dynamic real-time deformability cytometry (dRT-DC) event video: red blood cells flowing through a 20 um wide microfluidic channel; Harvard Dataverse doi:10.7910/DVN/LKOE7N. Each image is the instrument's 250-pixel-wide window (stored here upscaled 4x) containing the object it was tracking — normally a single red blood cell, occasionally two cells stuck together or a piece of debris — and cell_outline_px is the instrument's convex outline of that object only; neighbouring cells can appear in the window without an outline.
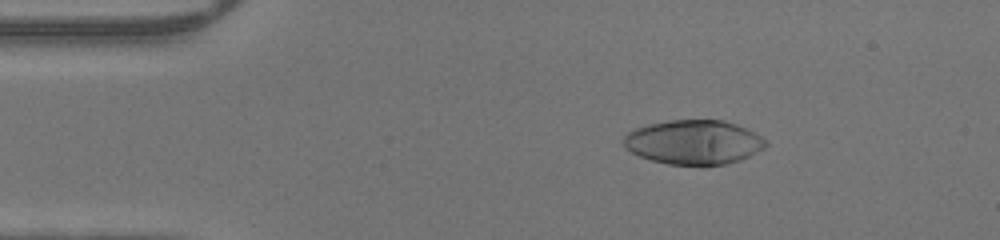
{"species": "human", "species_latin": "Homo sapiens", "temperature_condition": "warm", "stored_images_in_passage": 42, "camera_frame_rate_fps": 3000, "um_per_image_px": 0.085, "donor": {"sex": "male"}, "frame": {"image": 1, "passage_image": 3, "time_ms": 0.667, "image_size_px": [1000, 240], "cell_outline_px": [[768, 144], [764, 148], [740, 160], [724, 164], [704, 168], [668, 164], [652, 160], [640, 156], [624, 148], [620, 140], [628, 132], [636, 128], [648, 124], [668, 120], [724, 120], [748, 128], [760, 136]], "centroid_in_image_um": [58.94, 12.11], "position_along_channel_um": 26.1, "area_um2": 37.45}}
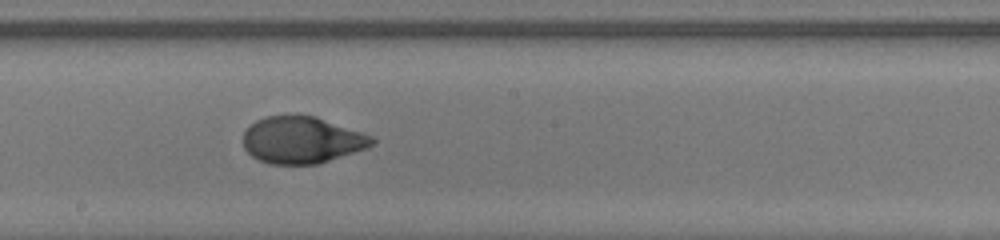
{"frame": {"image": 2, "passage_image": 21, "time_ms": 6.667, "image_size_px": [1000, 240], "cell_outline_px": [[376, 140], [368, 148], [316, 164], [272, 164], [260, 160], [252, 156], [244, 148], [244, 132], [256, 120], [268, 116], [296, 112], [316, 116], [372, 136]], "centroid_in_image_um": [25.65, 11.86], "position_along_channel_um": 222.5, "area_um2": 35.37}}
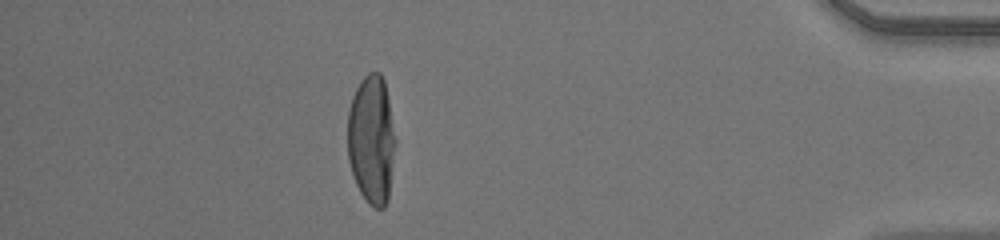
{"frame": {"image": 3, "passage_image": 37, "time_ms": 12.0, "image_size_px": [1000, 240], "cell_outline_px": [[396, 140], [388, 200], [384, 208], [376, 208], [368, 204], [360, 192], [352, 176], [348, 160], [348, 112], [352, 96], [360, 80], [368, 72], [380, 72], [384, 80]], "centroid_in_image_um": [31.57, 11.88], "position_along_channel_um": 403.6, "area_um2": 36.13}}